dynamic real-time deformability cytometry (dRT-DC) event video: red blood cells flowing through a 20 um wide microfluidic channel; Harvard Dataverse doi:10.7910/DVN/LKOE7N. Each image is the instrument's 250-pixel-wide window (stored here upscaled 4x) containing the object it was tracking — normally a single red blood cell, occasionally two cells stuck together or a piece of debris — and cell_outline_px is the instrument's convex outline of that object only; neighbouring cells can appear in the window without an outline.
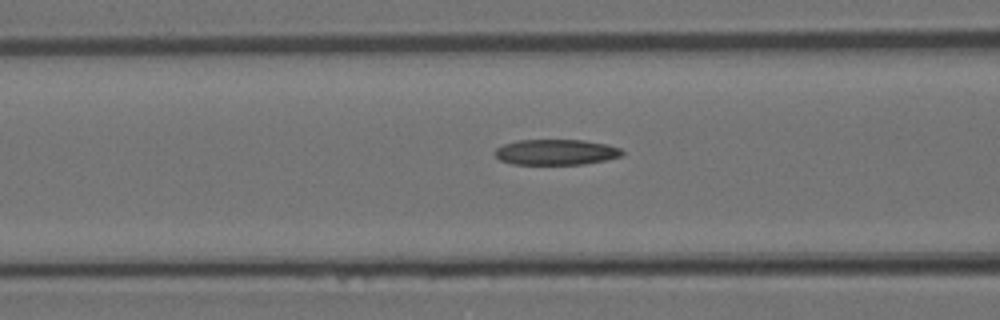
{"species": "Egyptian fruit bat (a non-hibernating species)", "species_latin": "Rousettus aegyptiacus", "temperature_condition": "room temperature", "stored_images_in_passage": 31, "camera_frame_rate_fps": 3000, "um_per_image_px": 0.085, "animal": {"sex": "female"}, "frame": {"image": 1, "passage_image": 14, "time_ms": 4.333, "image_size_px": [1000, 320], "cell_outline_px": [[624, 152], [620, 156], [608, 160], [584, 164], [512, 164], [500, 160], [492, 152], [496, 148], [504, 144], [516, 140], [584, 140], [608, 144], [620, 148]], "centroid_in_image_um": [47.26, 12.93], "position_along_channel_um": 119.3, "area_um2": 19.13}}
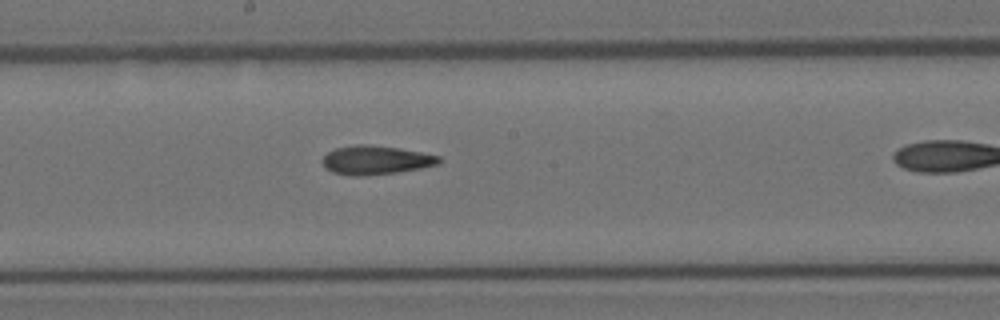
{"frame": {"image": 2, "passage_image": 20, "time_ms": 6.333, "image_size_px": [1000, 320], "cell_outline_px": [[440, 164], [420, 168], [396, 172], [368, 176], [348, 176], [332, 172], [324, 168], [320, 160], [328, 152], [336, 148], [356, 144], [368, 144], [400, 148], [440, 156]], "centroid_in_image_um": [31.89, 13.61], "position_along_channel_um": 216.3, "area_um2": 19.83}}
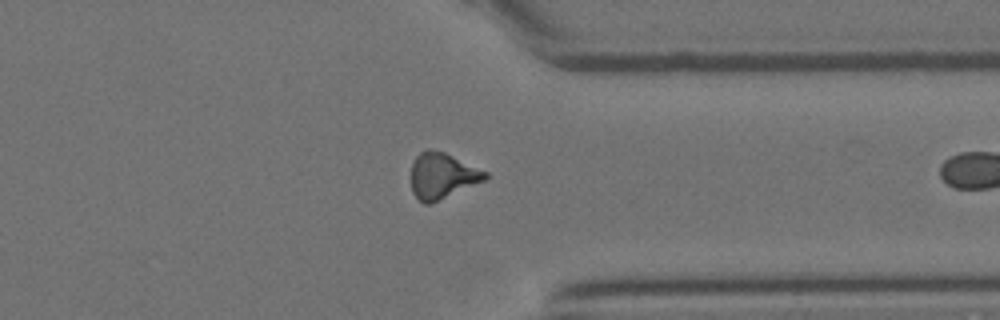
{"frame": {"image": 3, "passage_image": 30, "time_ms": 9.667, "image_size_px": [1000, 320], "cell_outline_px": [[488, 176], [484, 180], [428, 204], [424, 204], [412, 192], [412, 164], [416, 156], [420, 152], [428, 148], [444, 152], [488, 172]], "centroid_in_image_um": [37.57, 14.91], "position_along_channel_um": 373.8, "area_um2": 19.31}}